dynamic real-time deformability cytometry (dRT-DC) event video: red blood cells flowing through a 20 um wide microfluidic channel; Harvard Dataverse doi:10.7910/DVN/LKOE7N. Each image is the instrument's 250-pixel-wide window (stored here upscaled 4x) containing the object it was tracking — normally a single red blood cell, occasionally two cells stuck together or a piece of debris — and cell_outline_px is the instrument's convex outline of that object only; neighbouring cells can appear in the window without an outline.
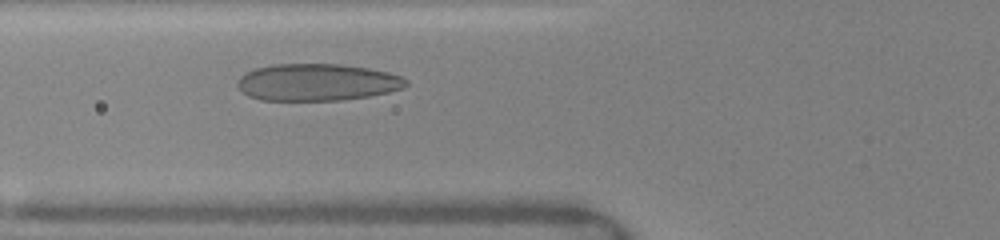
{"species": "human", "species_latin": "Homo sapiens", "temperature_condition": "warm", "stored_images_in_passage": 53, "camera_frame_rate_fps": 3000, "um_per_image_px": 0.085, "donor": {"sex": "female"}, "frame": {"image": 1, "passage_image": 16, "time_ms": 2.667, "image_size_px": [1000, 240], "cell_outline_px": [[408, 84], [404, 88], [388, 92], [368, 96], [340, 100], [260, 100], [248, 96], [236, 84], [240, 76], [244, 72], [256, 68], [272, 64], [340, 64], [368, 68], [388, 72], [400, 76], [408, 80]], "centroid_in_image_um": [26.95, 6.99], "position_along_channel_um": 98.9, "area_um2": 36.41}}
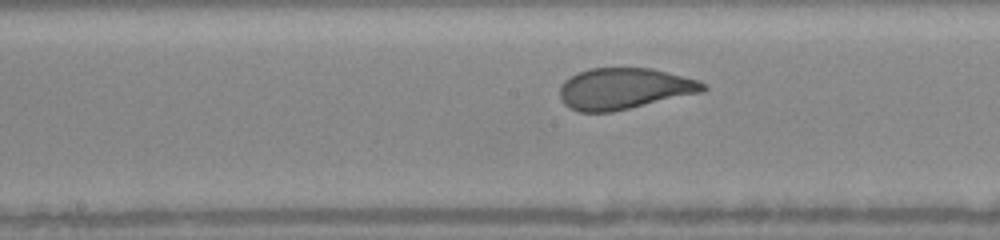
{"frame": {"image": 2, "passage_image": 29, "time_ms": 5.0, "image_size_px": [1000, 240], "cell_outline_px": [[708, 88], [704, 92], [612, 112], [580, 112], [564, 104], [560, 100], [560, 84], [564, 80], [576, 72], [588, 68], [652, 68], [700, 80], [708, 84]], "centroid_in_image_um": [53.08, 7.52], "position_along_channel_um": 195.1, "area_um2": 34.85}}
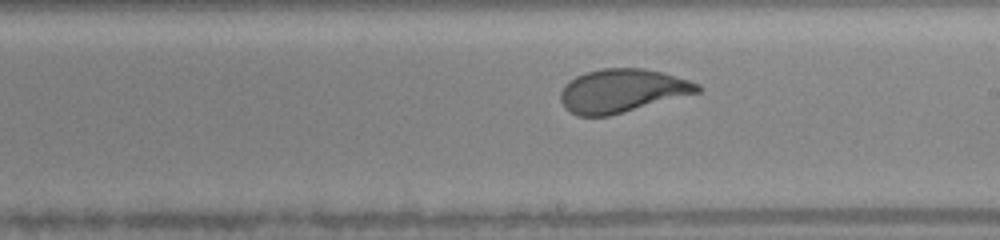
{"frame": {"image": 3, "passage_image": 34, "time_ms": 6.0, "image_size_px": [1000, 240], "cell_outline_px": [[700, 92], [608, 116], [576, 116], [568, 112], [564, 108], [560, 100], [560, 92], [564, 84], [568, 80], [584, 72], [600, 68], [644, 68], [664, 72], [700, 84]], "centroid_in_image_um": [52.82, 7.7], "position_along_channel_um": 236.2, "area_um2": 34.91}, "authors_computed_cell_mechanics": {"area_um2": 35.9516, "velocity_mm_per_s": 4.1071, "shape_relaxation_time_tau1_ms": 3.5496, "shape_relaxation_time_tau2_ms": null, "deformation_change_tau1": 0.1677, "deformation_change_tau2": null}}